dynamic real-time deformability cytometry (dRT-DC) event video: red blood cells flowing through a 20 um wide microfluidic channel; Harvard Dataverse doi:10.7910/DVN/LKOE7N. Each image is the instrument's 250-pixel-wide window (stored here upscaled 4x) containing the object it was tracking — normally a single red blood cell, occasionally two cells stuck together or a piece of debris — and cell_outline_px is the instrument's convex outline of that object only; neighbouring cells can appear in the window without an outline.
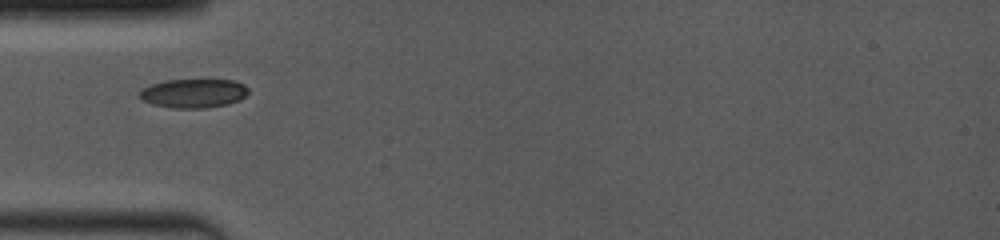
{"species": "common noctule bat (a hibernating species)", "species_latin": "Nyctalus noctula", "temperature_condition": "room temperature", "stored_images_in_passage": 25, "camera_frame_rate_fps": 4000, "um_per_image_px": 0.085, "animal": {"sex": "female", "body_mass_g": 19.0, "forearm_length_mm": 53.3}, "frame": {"image": 1, "passage_image": 1, "time_ms": 0.0, "image_size_px": [1000, 240], "cell_outline_px": [[248, 92], [240, 100], [228, 104], [204, 108], [172, 108], [152, 104], [144, 100], [136, 92], [140, 88], [164, 80], [236, 80], [244, 84], [248, 88]], "centroid_in_image_um": [16.43, 7.92], "position_along_channel_um": 68.6, "area_um2": 18.5}}
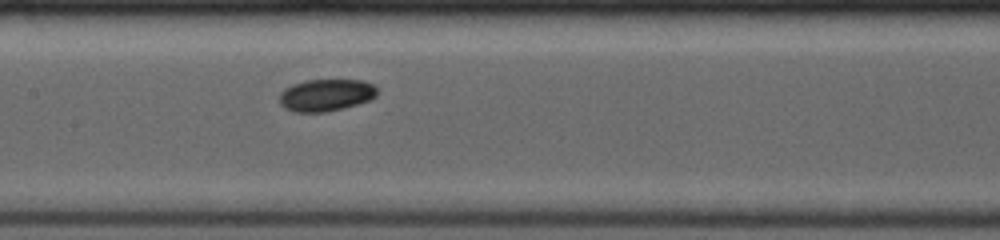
{"frame": {"image": 2, "passage_image": 7, "time_ms": 2.75, "image_size_px": [1000, 240], "cell_outline_px": [[380, 92], [376, 96], [368, 100], [344, 108], [324, 112], [292, 112], [284, 108], [280, 104], [280, 92], [284, 88], [292, 84], [308, 80], [360, 80], [372, 84]], "centroid_in_image_um": [27.68, 8.08], "position_along_channel_um": 179.7, "area_um2": 18.32}}
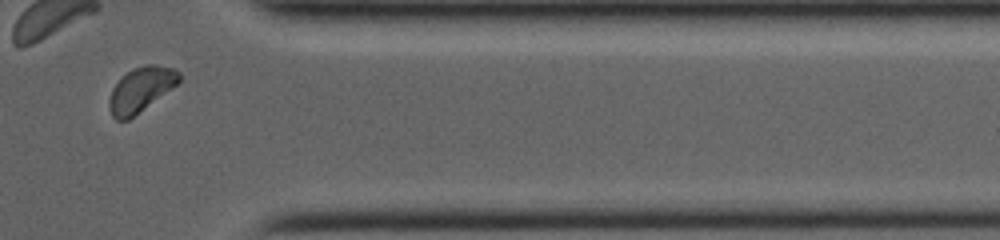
{"frame": {"image": 3, "passage_image": 21, "time_ms": 8.25, "image_size_px": [1000, 240], "cell_outline_px": [[180, 80], [176, 84], [128, 120], [116, 120], [112, 116], [108, 104], [108, 100], [112, 88], [132, 68], [148, 64], [156, 64], [172, 68], [180, 72]], "centroid_in_image_um": [11.95, 7.6], "position_along_channel_um": 399.5, "area_um2": 17.74}}